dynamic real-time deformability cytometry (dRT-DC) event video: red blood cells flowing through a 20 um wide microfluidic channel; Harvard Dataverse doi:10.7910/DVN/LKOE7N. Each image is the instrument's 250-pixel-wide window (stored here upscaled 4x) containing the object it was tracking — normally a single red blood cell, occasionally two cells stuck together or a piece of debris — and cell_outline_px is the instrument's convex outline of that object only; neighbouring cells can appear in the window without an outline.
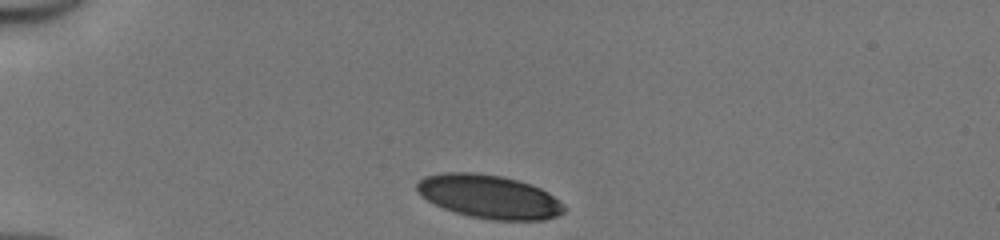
{"species": "human", "species_latin": "Homo sapiens", "temperature_condition": "cold", "stored_images_in_passage": 31, "camera_frame_rate_fps": 3000, "um_per_image_px": 0.085, "donor": {"sex": "male"}, "frame": {"image": 1, "passage_image": 1, "time_ms": 0.0, "image_size_px": [1000, 240], "cell_outline_px": [[568, 208], [564, 212], [556, 216], [544, 220], [492, 220], [472, 216], [456, 212], [444, 208], [428, 200], [416, 192], [416, 184], [424, 176], [444, 172], [476, 172], [500, 176], [532, 184], [548, 192], [560, 200]], "centroid_in_image_um": [41.6, 16.71], "position_along_channel_um": 43.4, "area_um2": 37.4}}
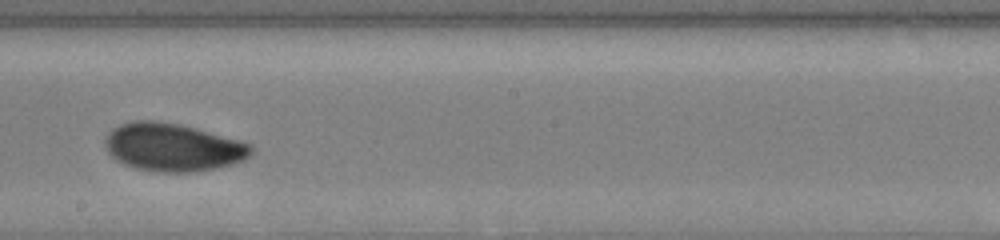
{"frame": {"image": 2, "passage_image": 18, "time_ms": 5.667, "image_size_px": [1000, 240], "cell_outline_px": [[256, 148], [252, 156], [244, 160], [232, 164], [216, 168], [192, 172], [160, 172], [136, 168], [124, 164], [116, 160], [108, 152], [104, 140], [108, 132], [112, 128], [120, 124], [132, 120], [156, 120], [180, 124], [196, 128], [240, 140], [252, 144]], "centroid_in_image_um": [14.73, 12.51], "position_along_channel_um": 233.5, "area_um2": 41.27}}
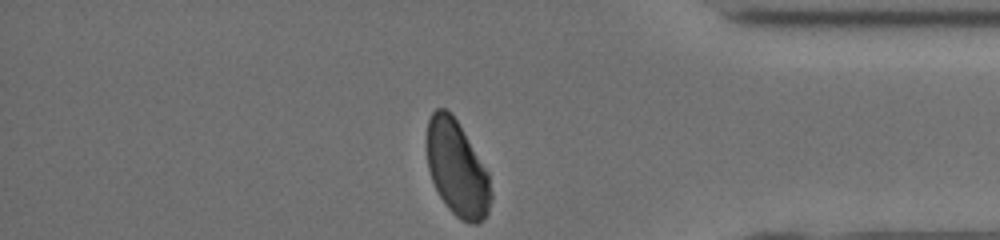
{"frame": {"image": 3, "passage_image": 31, "time_ms": 10.0, "image_size_px": [1000, 240], "cell_outline_px": [[492, 200], [488, 212], [476, 224], [472, 224], [460, 220], [448, 208], [440, 196], [432, 180], [428, 168], [428, 120], [432, 112], [436, 108], [444, 108], [456, 120], [488, 172], [492, 192]], "centroid_in_image_um": [38.86, 14.37], "position_along_channel_um": 396.3, "area_um2": 35.03}, "authors_computed_cell_mechanics": {"area_um2": 39.7086, "velocity_mm_per_s": 4.1366, "shape_relaxation_time_tau1_ms": 2.9828, "shape_relaxation_time_tau2_ms": 1.3949, "deformation_change_tau1": 0.1239, "deformation_change_tau2": 0.0498}}